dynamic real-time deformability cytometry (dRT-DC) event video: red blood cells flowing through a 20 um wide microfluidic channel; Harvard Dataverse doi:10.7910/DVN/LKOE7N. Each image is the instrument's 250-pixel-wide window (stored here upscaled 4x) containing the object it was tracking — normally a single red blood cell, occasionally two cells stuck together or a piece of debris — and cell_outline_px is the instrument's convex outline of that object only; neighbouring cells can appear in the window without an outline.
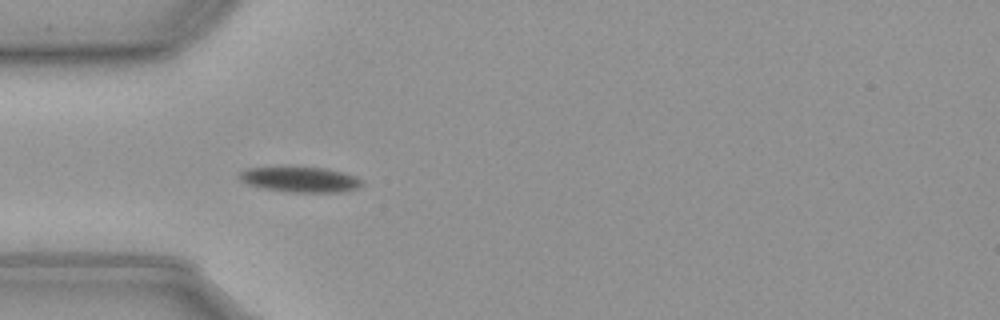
{"species": "common noctule bat (a hibernating species)", "species_latin": "Nyctalus noctula", "temperature_condition": "cold", "stored_images_in_passage": 37, "camera_frame_rate_fps": 3000, "um_per_image_px": 0.085, "animal": {"sex": "male", "body_mass_g": 23.1, "forearm_length_mm": 52.7}, "frame": {"image": 1, "passage_image": 1, "time_ms": 0.0, "image_size_px": [1000, 320], "cell_outline_px": [[364, 184], [356, 188], [344, 192], [292, 192], [264, 188], [248, 184], [240, 180], [236, 176], [244, 168], [280, 164], [284, 164], [328, 168], [344, 172], [356, 176], [364, 180]], "centroid_in_image_um": [25.47, 15.19], "position_along_channel_um": 59.5, "area_um2": 19.31}}
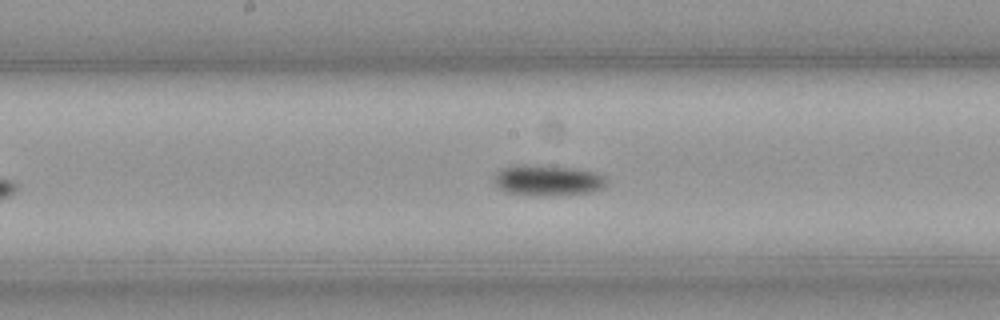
{"frame": {"image": 2, "passage_image": 13, "time_ms": 4.0, "image_size_px": [1000, 320], "cell_outline_px": [[608, 184], [604, 188], [592, 192], [548, 196], [536, 196], [504, 192], [496, 188], [492, 180], [496, 172], [504, 168], [520, 164], [572, 168], [596, 172], [604, 176], [608, 180]], "centroid_in_image_um": [46.54, 15.35], "position_along_channel_um": 201.7, "area_um2": 20.52}}
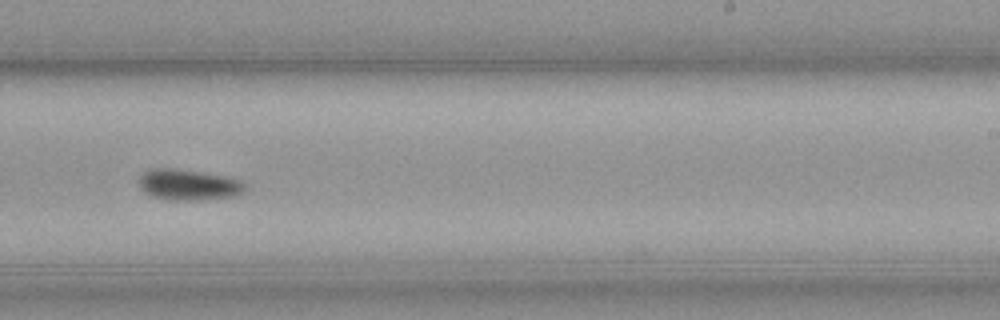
{"frame": {"image": 3, "passage_image": 19, "time_ms": 6.0, "image_size_px": [1000, 320], "cell_outline_px": [[248, 184], [244, 192], [236, 196], [196, 200], [168, 200], [148, 196], [140, 188], [140, 176], [144, 172], [152, 168], [172, 168], [200, 172], [224, 176], [240, 180]], "centroid_in_image_um": [16.02, 15.72], "position_along_channel_um": 273.0, "area_um2": 19.25}, "authors_computed_cell_mechanics": {"area_um2": 19.4208, "velocity_mm_per_s": 3.5875, "shape_relaxation_time_tau1_ms": 3.1277, "shape_relaxation_time_tau2_ms": null, "deformation_change_tau1": 0.0927, "deformation_change_tau2": null}}